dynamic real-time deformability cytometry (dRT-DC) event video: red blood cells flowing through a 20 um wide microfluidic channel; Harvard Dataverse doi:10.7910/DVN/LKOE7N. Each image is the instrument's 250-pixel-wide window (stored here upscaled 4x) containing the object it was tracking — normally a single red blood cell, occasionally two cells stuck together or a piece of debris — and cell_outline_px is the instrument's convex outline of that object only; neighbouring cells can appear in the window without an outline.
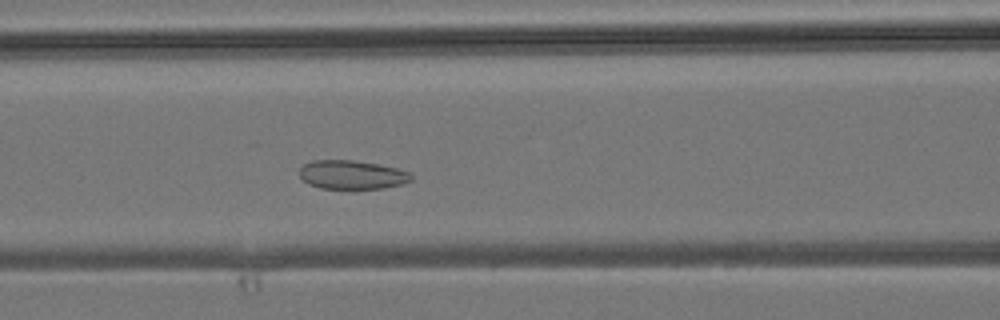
{"species": "common noctule bat (a hibernating species)", "species_latin": "Nyctalus noctula", "temperature_condition": "room temperature", "stored_images_in_passage": 43, "camera_frame_rate_fps": 3000, "um_per_image_px": 0.085, "animal": {"sex": "male", "body_mass_g": 19.2, "forearm_length_mm": 51.8}, "frame": {"image": 1, "passage_image": 15, "time_ms": 4.667, "image_size_px": [1000, 320], "cell_outline_px": [[412, 180], [400, 184], [384, 188], [320, 188], [308, 184], [300, 176], [300, 168], [304, 164], [312, 160], [352, 160], [376, 164], [396, 168], [408, 172], [412, 176]], "centroid_in_image_um": [29.89, 14.85], "position_along_channel_um": 136.7, "area_um2": 18.5}}
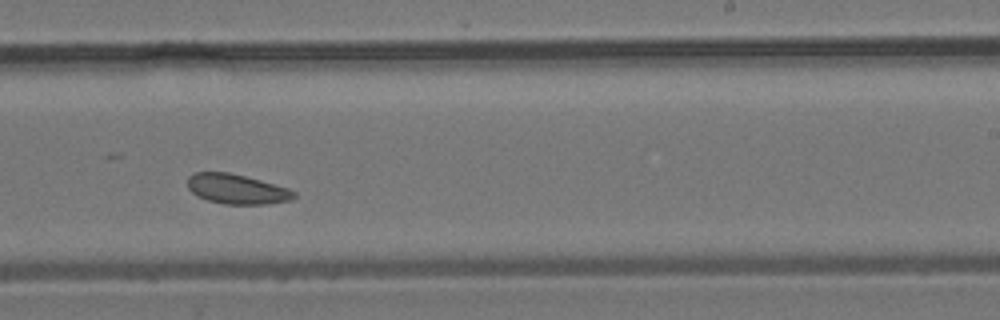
{"frame": {"image": 2, "passage_image": 24, "time_ms": 7.667, "image_size_px": [1000, 320], "cell_outline_px": [[296, 196], [292, 200], [268, 204], [224, 204], [208, 200], [196, 196], [188, 188], [188, 176], [196, 172], [228, 172], [244, 176], [288, 188], [296, 192]], "centroid_in_image_um": [20.12, 16.08], "position_along_channel_um": 268.9, "area_um2": 18.44}}
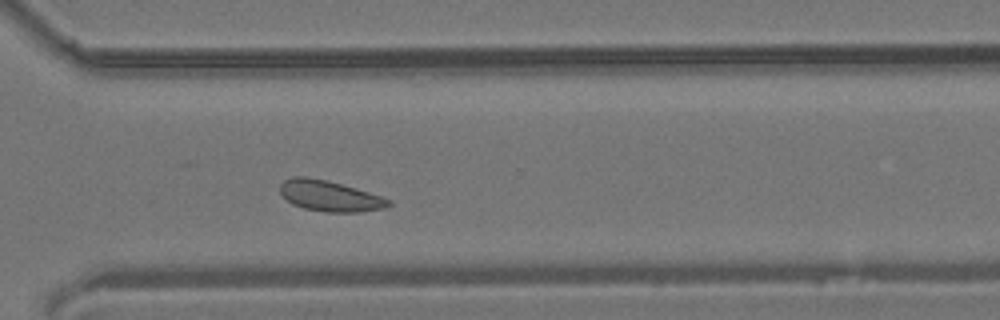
{"frame": {"image": 3, "passage_image": 29, "time_ms": 9.333, "image_size_px": [1000, 320], "cell_outline_px": [[392, 204], [384, 208], [360, 212], [328, 212], [304, 208], [292, 204], [280, 192], [280, 184], [284, 180], [292, 176], [304, 176], [324, 180], [340, 184], [380, 196], [392, 200]], "centroid_in_image_um": [28.01, 16.66], "position_along_channel_um": 342.6, "area_um2": 19.13}}